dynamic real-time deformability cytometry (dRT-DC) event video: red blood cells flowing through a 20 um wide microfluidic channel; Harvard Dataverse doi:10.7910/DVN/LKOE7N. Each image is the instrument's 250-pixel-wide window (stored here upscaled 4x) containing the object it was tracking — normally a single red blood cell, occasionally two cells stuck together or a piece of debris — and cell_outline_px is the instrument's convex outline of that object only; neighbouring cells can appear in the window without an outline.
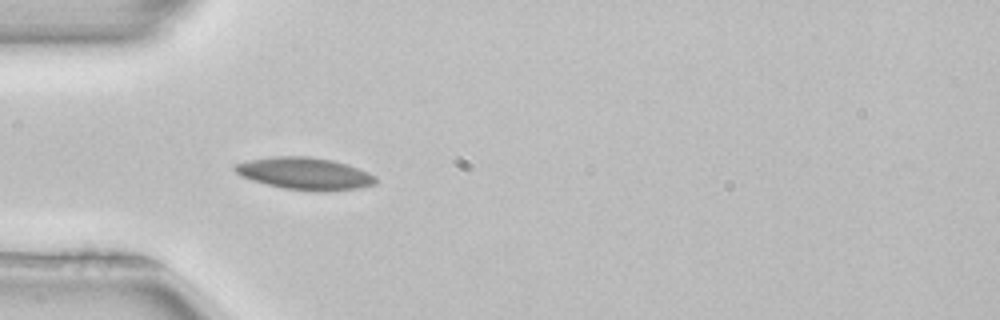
{"species": "common noctule bat (a hibernating species)", "species_latin": "Nyctalus noctula", "temperature_condition": "room temperature", "stored_images_in_passage": 38, "camera_frame_rate_fps": 3000, "um_per_image_px": 0.085, "animal": {"sex": "female", "body_mass_g": 22.7, "forearm_length_mm": 54.2}, "frame": {"image": 1, "passage_image": 6, "time_ms": 1.667, "image_size_px": [1000, 320], "cell_outline_px": [[376, 184], [360, 188], [320, 192], [284, 188], [252, 180], [240, 176], [232, 168], [232, 164], [248, 160], [272, 156], [308, 156], [332, 160], [368, 172], [376, 176]], "centroid_in_image_um": [25.87, 14.75], "position_along_channel_um": 59.1, "area_um2": 26.41}}
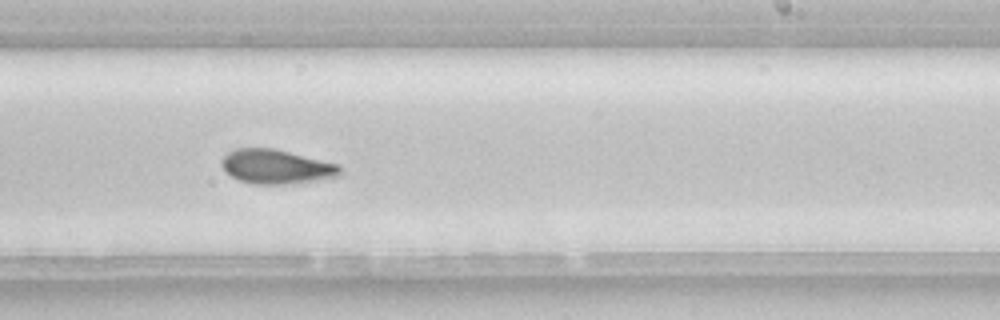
{"frame": {"image": 2, "passage_image": 22, "time_ms": 7.0, "image_size_px": [1000, 320], "cell_outline_px": [[340, 176], [284, 184], [252, 184], [240, 180], [224, 172], [220, 164], [220, 160], [228, 152], [236, 148], [272, 148], [340, 164]], "centroid_in_image_um": [23.43, 14.16], "position_along_channel_um": 265.6, "area_um2": 23.52}}